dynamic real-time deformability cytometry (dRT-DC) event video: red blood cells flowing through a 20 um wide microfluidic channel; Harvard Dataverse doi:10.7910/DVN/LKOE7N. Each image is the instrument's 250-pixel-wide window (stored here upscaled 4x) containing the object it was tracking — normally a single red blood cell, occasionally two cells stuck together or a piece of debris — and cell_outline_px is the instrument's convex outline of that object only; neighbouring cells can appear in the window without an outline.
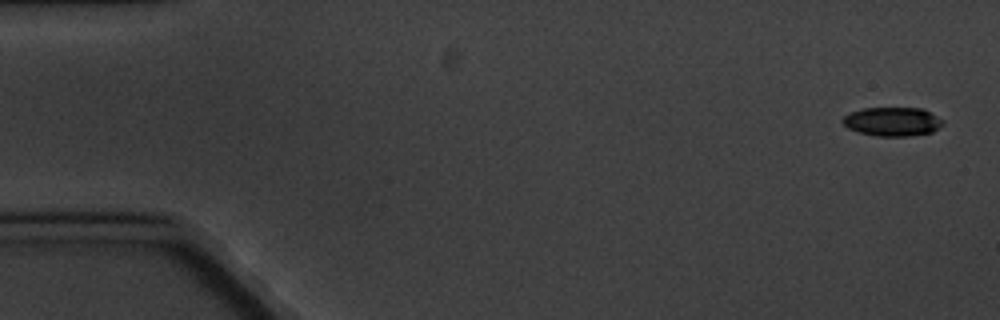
{"species": "common noctule bat (a hibernating species)", "species_latin": "Nyctalus noctula", "temperature_condition": "cold", "stored_images_in_passage": 8, "camera_frame_rate_fps": 3000, "um_per_image_px": 0.085, "animal": {"sex": "male", "body_mass_g": 20.1, "forearm_length_mm": 53.5}, "frame": {"image": 1, "passage_image": 1, "time_ms": 0.0, "image_size_px": [1000, 320], "cell_outline_px": [[944, 124], [932, 132], [908, 136], [876, 136], [860, 132], [848, 128], [840, 120], [848, 112], [864, 108], [924, 108], [944, 120]], "centroid_in_image_um": [75.86, 10.32], "position_along_channel_um": 9.1, "area_um2": 16.99}}
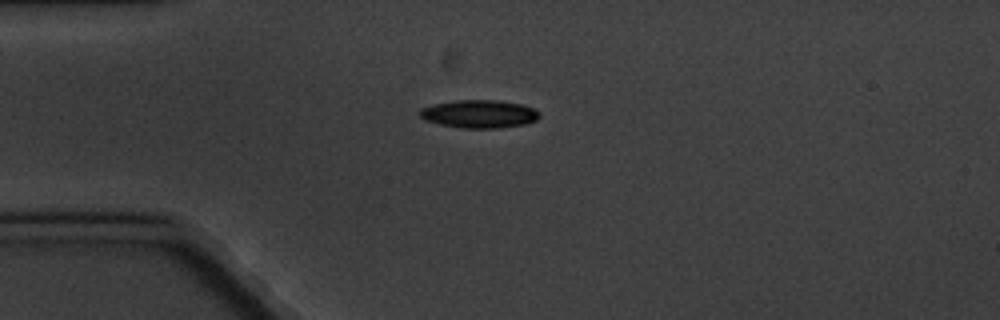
{"frame": {"image": 2, "passage_image": 4, "time_ms": 4.333, "image_size_px": [1000, 320], "cell_outline_px": [[540, 116], [536, 120], [524, 124], [496, 128], [464, 128], [440, 124], [424, 120], [420, 116], [420, 108], [436, 104], [456, 100], [496, 100], [520, 104], [532, 108], [540, 112]], "centroid_in_image_um": [40.73, 9.68], "position_along_channel_um": 44.3, "area_um2": 19.31}}